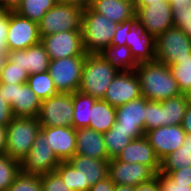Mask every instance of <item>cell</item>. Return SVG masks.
<instances>
[{
    "label": "cell",
    "mask_w": 191,
    "mask_h": 191,
    "mask_svg": "<svg viewBox=\"0 0 191 191\" xmlns=\"http://www.w3.org/2000/svg\"><path fill=\"white\" fill-rule=\"evenodd\" d=\"M140 80L141 94L150 101H162L183 94L170 68L159 61L144 62L135 68Z\"/></svg>",
    "instance_id": "cell-1"
},
{
    "label": "cell",
    "mask_w": 191,
    "mask_h": 191,
    "mask_svg": "<svg viewBox=\"0 0 191 191\" xmlns=\"http://www.w3.org/2000/svg\"><path fill=\"white\" fill-rule=\"evenodd\" d=\"M116 23L90 7L84 9L81 24L82 45L86 54H99L112 44L117 28Z\"/></svg>",
    "instance_id": "cell-2"
},
{
    "label": "cell",
    "mask_w": 191,
    "mask_h": 191,
    "mask_svg": "<svg viewBox=\"0 0 191 191\" xmlns=\"http://www.w3.org/2000/svg\"><path fill=\"white\" fill-rule=\"evenodd\" d=\"M118 72L100 54H86L78 91L96 99H103Z\"/></svg>",
    "instance_id": "cell-3"
},
{
    "label": "cell",
    "mask_w": 191,
    "mask_h": 191,
    "mask_svg": "<svg viewBox=\"0 0 191 191\" xmlns=\"http://www.w3.org/2000/svg\"><path fill=\"white\" fill-rule=\"evenodd\" d=\"M40 131L38 118L14 116L6 126V154L22 162Z\"/></svg>",
    "instance_id": "cell-4"
},
{
    "label": "cell",
    "mask_w": 191,
    "mask_h": 191,
    "mask_svg": "<svg viewBox=\"0 0 191 191\" xmlns=\"http://www.w3.org/2000/svg\"><path fill=\"white\" fill-rule=\"evenodd\" d=\"M84 9L57 2L38 23L40 38L64 31H81Z\"/></svg>",
    "instance_id": "cell-5"
},
{
    "label": "cell",
    "mask_w": 191,
    "mask_h": 191,
    "mask_svg": "<svg viewBox=\"0 0 191 191\" xmlns=\"http://www.w3.org/2000/svg\"><path fill=\"white\" fill-rule=\"evenodd\" d=\"M155 43V60L170 66L176 59L190 57L191 38L180 27H171Z\"/></svg>",
    "instance_id": "cell-6"
},
{
    "label": "cell",
    "mask_w": 191,
    "mask_h": 191,
    "mask_svg": "<svg viewBox=\"0 0 191 191\" xmlns=\"http://www.w3.org/2000/svg\"><path fill=\"white\" fill-rule=\"evenodd\" d=\"M85 57H68L50 60L48 72L58 93L79 90Z\"/></svg>",
    "instance_id": "cell-7"
},
{
    "label": "cell",
    "mask_w": 191,
    "mask_h": 191,
    "mask_svg": "<svg viewBox=\"0 0 191 191\" xmlns=\"http://www.w3.org/2000/svg\"><path fill=\"white\" fill-rule=\"evenodd\" d=\"M73 98L71 93H58L41 101L38 121L41 126L73 127Z\"/></svg>",
    "instance_id": "cell-8"
},
{
    "label": "cell",
    "mask_w": 191,
    "mask_h": 191,
    "mask_svg": "<svg viewBox=\"0 0 191 191\" xmlns=\"http://www.w3.org/2000/svg\"><path fill=\"white\" fill-rule=\"evenodd\" d=\"M0 88L3 90L5 100L10 104L13 116L38 117L42 100L27 83H0Z\"/></svg>",
    "instance_id": "cell-9"
},
{
    "label": "cell",
    "mask_w": 191,
    "mask_h": 191,
    "mask_svg": "<svg viewBox=\"0 0 191 191\" xmlns=\"http://www.w3.org/2000/svg\"><path fill=\"white\" fill-rule=\"evenodd\" d=\"M60 160L48 144L46 135L40 131L28 155L21 162V171L42 175L54 172Z\"/></svg>",
    "instance_id": "cell-10"
},
{
    "label": "cell",
    "mask_w": 191,
    "mask_h": 191,
    "mask_svg": "<svg viewBox=\"0 0 191 191\" xmlns=\"http://www.w3.org/2000/svg\"><path fill=\"white\" fill-rule=\"evenodd\" d=\"M136 18L155 39L167 29L173 27V15L170 3L160 0L146 6H135Z\"/></svg>",
    "instance_id": "cell-11"
},
{
    "label": "cell",
    "mask_w": 191,
    "mask_h": 191,
    "mask_svg": "<svg viewBox=\"0 0 191 191\" xmlns=\"http://www.w3.org/2000/svg\"><path fill=\"white\" fill-rule=\"evenodd\" d=\"M50 60L68 57H86L81 31H64L41 38Z\"/></svg>",
    "instance_id": "cell-12"
},
{
    "label": "cell",
    "mask_w": 191,
    "mask_h": 191,
    "mask_svg": "<svg viewBox=\"0 0 191 191\" xmlns=\"http://www.w3.org/2000/svg\"><path fill=\"white\" fill-rule=\"evenodd\" d=\"M141 96L140 80L135 70L119 71L102 100L117 108Z\"/></svg>",
    "instance_id": "cell-13"
},
{
    "label": "cell",
    "mask_w": 191,
    "mask_h": 191,
    "mask_svg": "<svg viewBox=\"0 0 191 191\" xmlns=\"http://www.w3.org/2000/svg\"><path fill=\"white\" fill-rule=\"evenodd\" d=\"M41 41L38 23L9 11L7 46L9 51L25 50Z\"/></svg>",
    "instance_id": "cell-14"
},
{
    "label": "cell",
    "mask_w": 191,
    "mask_h": 191,
    "mask_svg": "<svg viewBox=\"0 0 191 191\" xmlns=\"http://www.w3.org/2000/svg\"><path fill=\"white\" fill-rule=\"evenodd\" d=\"M147 99L143 96L116 108L113 128L132 132V140L145 135V116Z\"/></svg>",
    "instance_id": "cell-15"
},
{
    "label": "cell",
    "mask_w": 191,
    "mask_h": 191,
    "mask_svg": "<svg viewBox=\"0 0 191 191\" xmlns=\"http://www.w3.org/2000/svg\"><path fill=\"white\" fill-rule=\"evenodd\" d=\"M107 174L115 185L134 187L151 181L156 175L148 166L141 163H127L115 158L109 160Z\"/></svg>",
    "instance_id": "cell-16"
},
{
    "label": "cell",
    "mask_w": 191,
    "mask_h": 191,
    "mask_svg": "<svg viewBox=\"0 0 191 191\" xmlns=\"http://www.w3.org/2000/svg\"><path fill=\"white\" fill-rule=\"evenodd\" d=\"M186 132L181 125L156 127L145 132L157 158L162 161L184 142Z\"/></svg>",
    "instance_id": "cell-17"
},
{
    "label": "cell",
    "mask_w": 191,
    "mask_h": 191,
    "mask_svg": "<svg viewBox=\"0 0 191 191\" xmlns=\"http://www.w3.org/2000/svg\"><path fill=\"white\" fill-rule=\"evenodd\" d=\"M68 162L79 170L80 191L88 189L108 177L109 160H99L75 154Z\"/></svg>",
    "instance_id": "cell-18"
},
{
    "label": "cell",
    "mask_w": 191,
    "mask_h": 191,
    "mask_svg": "<svg viewBox=\"0 0 191 191\" xmlns=\"http://www.w3.org/2000/svg\"><path fill=\"white\" fill-rule=\"evenodd\" d=\"M48 144L60 161H68L76 154V129L69 126H41Z\"/></svg>",
    "instance_id": "cell-19"
},
{
    "label": "cell",
    "mask_w": 191,
    "mask_h": 191,
    "mask_svg": "<svg viewBox=\"0 0 191 191\" xmlns=\"http://www.w3.org/2000/svg\"><path fill=\"white\" fill-rule=\"evenodd\" d=\"M9 61L31 75L48 71L50 57L40 41L25 50L10 51Z\"/></svg>",
    "instance_id": "cell-20"
},
{
    "label": "cell",
    "mask_w": 191,
    "mask_h": 191,
    "mask_svg": "<svg viewBox=\"0 0 191 191\" xmlns=\"http://www.w3.org/2000/svg\"><path fill=\"white\" fill-rule=\"evenodd\" d=\"M115 159L127 163H141L155 174L161 170V161L145 136L131 140Z\"/></svg>",
    "instance_id": "cell-21"
},
{
    "label": "cell",
    "mask_w": 191,
    "mask_h": 191,
    "mask_svg": "<svg viewBox=\"0 0 191 191\" xmlns=\"http://www.w3.org/2000/svg\"><path fill=\"white\" fill-rule=\"evenodd\" d=\"M155 38L146 32L145 27L135 21L126 39V46L137 64L155 60Z\"/></svg>",
    "instance_id": "cell-22"
},
{
    "label": "cell",
    "mask_w": 191,
    "mask_h": 191,
    "mask_svg": "<svg viewBox=\"0 0 191 191\" xmlns=\"http://www.w3.org/2000/svg\"><path fill=\"white\" fill-rule=\"evenodd\" d=\"M90 8L116 24L136 17L133 0H92Z\"/></svg>",
    "instance_id": "cell-23"
},
{
    "label": "cell",
    "mask_w": 191,
    "mask_h": 191,
    "mask_svg": "<svg viewBox=\"0 0 191 191\" xmlns=\"http://www.w3.org/2000/svg\"><path fill=\"white\" fill-rule=\"evenodd\" d=\"M76 154L99 160H109L103 134L89 127L76 129Z\"/></svg>",
    "instance_id": "cell-24"
},
{
    "label": "cell",
    "mask_w": 191,
    "mask_h": 191,
    "mask_svg": "<svg viewBox=\"0 0 191 191\" xmlns=\"http://www.w3.org/2000/svg\"><path fill=\"white\" fill-rule=\"evenodd\" d=\"M115 118L116 108L97 99L91 108L89 128L103 134L113 126Z\"/></svg>",
    "instance_id": "cell-25"
},
{
    "label": "cell",
    "mask_w": 191,
    "mask_h": 191,
    "mask_svg": "<svg viewBox=\"0 0 191 191\" xmlns=\"http://www.w3.org/2000/svg\"><path fill=\"white\" fill-rule=\"evenodd\" d=\"M188 104L184 94L161 101L162 126L181 125Z\"/></svg>",
    "instance_id": "cell-26"
},
{
    "label": "cell",
    "mask_w": 191,
    "mask_h": 191,
    "mask_svg": "<svg viewBox=\"0 0 191 191\" xmlns=\"http://www.w3.org/2000/svg\"><path fill=\"white\" fill-rule=\"evenodd\" d=\"M99 54L118 71H133L138 66L131 55L130 48L126 45H110Z\"/></svg>",
    "instance_id": "cell-27"
},
{
    "label": "cell",
    "mask_w": 191,
    "mask_h": 191,
    "mask_svg": "<svg viewBox=\"0 0 191 191\" xmlns=\"http://www.w3.org/2000/svg\"><path fill=\"white\" fill-rule=\"evenodd\" d=\"M73 98V127L75 129L89 127L91 108L96 98L79 91L72 93Z\"/></svg>",
    "instance_id": "cell-28"
},
{
    "label": "cell",
    "mask_w": 191,
    "mask_h": 191,
    "mask_svg": "<svg viewBox=\"0 0 191 191\" xmlns=\"http://www.w3.org/2000/svg\"><path fill=\"white\" fill-rule=\"evenodd\" d=\"M191 167V134L186 133L183 144L161 161L160 171Z\"/></svg>",
    "instance_id": "cell-29"
},
{
    "label": "cell",
    "mask_w": 191,
    "mask_h": 191,
    "mask_svg": "<svg viewBox=\"0 0 191 191\" xmlns=\"http://www.w3.org/2000/svg\"><path fill=\"white\" fill-rule=\"evenodd\" d=\"M103 138L110 160L116 158L118 154L127 146V144L131 142L132 132L111 127L108 131L103 133Z\"/></svg>",
    "instance_id": "cell-30"
},
{
    "label": "cell",
    "mask_w": 191,
    "mask_h": 191,
    "mask_svg": "<svg viewBox=\"0 0 191 191\" xmlns=\"http://www.w3.org/2000/svg\"><path fill=\"white\" fill-rule=\"evenodd\" d=\"M57 2V0H22L15 12L33 22L39 23L44 14Z\"/></svg>",
    "instance_id": "cell-31"
},
{
    "label": "cell",
    "mask_w": 191,
    "mask_h": 191,
    "mask_svg": "<svg viewBox=\"0 0 191 191\" xmlns=\"http://www.w3.org/2000/svg\"><path fill=\"white\" fill-rule=\"evenodd\" d=\"M27 84L41 100L58 94L48 71L29 75Z\"/></svg>",
    "instance_id": "cell-32"
},
{
    "label": "cell",
    "mask_w": 191,
    "mask_h": 191,
    "mask_svg": "<svg viewBox=\"0 0 191 191\" xmlns=\"http://www.w3.org/2000/svg\"><path fill=\"white\" fill-rule=\"evenodd\" d=\"M21 172V162L9 155H0V191H7Z\"/></svg>",
    "instance_id": "cell-33"
},
{
    "label": "cell",
    "mask_w": 191,
    "mask_h": 191,
    "mask_svg": "<svg viewBox=\"0 0 191 191\" xmlns=\"http://www.w3.org/2000/svg\"><path fill=\"white\" fill-rule=\"evenodd\" d=\"M169 68L183 93L191 85V53L190 57L176 59Z\"/></svg>",
    "instance_id": "cell-34"
},
{
    "label": "cell",
    "mask_w": 191,
    "mask_h": 191,
    "mask_svg": "<svg viewBox=\"0 0 191 191\" xmlns=\"http://www.w3.org/2000/svg\"><path fill=\"white\" fill-rule=\"evenodd\" d=\"M7 191H42L40 175L21 171Z\"/></svg>",
    "instance_id": "cell-35"
},
{
    "label": "cell",
    "mask_w": 191,
    "mask_h": 191,
    "mask_svg": "<svg viewBox=\"0 0 191 191\" xmlns=\"http://www.w3.org/2000/svg\"><path fill=\"white\" fill-rule=\"evenodd\" d=\"M55 172L70 190L80 191L79 170L75 169L68 161H60Z\"/></svg>",
    "instance_id": "cell-36"
},
{
    "label": "cell",
    "mask_w": 191,
    "mask_h": 191,
    "mask_svg": "<svg viewBox=\"0 0 191 191\" xmlns=\"http://www.w3.org/2000/svg\"><path fill=\"white\" fill-rule=\"evenodd\" d=\"M172 8L173 25L183 28L191 16V0H167Z\"/></svg>",
    "instance_id": "cell-37"
},
{
    "label": "cell",
    "mask_w": 191,
    "mask_h": 191,
    "mask_svg": "<svg viewBox=\"0 0 191 191\" xmlns=\"http://www.w3.org/2000/svg\"><path fill=\"white\" fill-rule=\"evenodd\" d=\"M28 76L27 71L8 60L5 68L2 70L0 83L26 84Z\"/></svg>",
    "instance_id": "cell-38"
},
{
    "label": "cell",
    "mask_w": 191,
    "mask_h": 191,
    "mask_svg": "<svg viewBox=\"0 0 191 191\" xmlns=\"http://www.w3.org/2000/svg\"><path fill=\"white\" fill-rule=\"evenodd\" d=\"M162 126L161 101L147 100L145 116V132Z\"/></svg>",
    "instance_id": "cell-39"
},
{
    "label": "cell",
    "mask_w": 191,
    "mask_h": 191,
    "mask_svg": "<svg viewBox=\"0 0 191 191\" xmlns=\"http://www.w3.org/2000/svg\"><path fill=\"white\" fill-rule=\"evenodd\" d=\"M42 191H72L54 171L40 175Z\"/></svg>",
    "instance_id": "cell-40"
},
{
    "label": "cell",
    "mask_w": 191,
    "mask_h": 191,
    "mask_svg": "<svg viewBox=\"0 0 191 191\" xmlns=\"http://www.w3.org/2000/svg\"><path fill=\"white\" fill-rule=\"evenodd\" d=\"M158 181L160 191H190L191 186L177 184L170 179L166 174L160 171L155 175Z\"/></svg>",
    "instance_id": "cell-41"
},
{
    "label": "cell",
    "mask_w": 191,
    "mask_h": 191,
    "mask_svg": "<svg viewBox=\"0 0 191 191\" xmlns=\"http://www.w3.org/2000/svg\"><path fill=\"white\" fill-rule=\"evenodd\" d=\"M136 20L137 18L135 17L133 19L118 24L111 45H116V46L126 45V39L129 35V31Z\"/></svg>",
    "instance_id": "cell-42"
},
{
    "label": "cell",
    "mask_w": 191,
    "mask_h": 191,
    "mask_svg": "<svg viewBox=\"0 0 191 191\" xmlns=\"http://www.w3.org/2000/svg\"><path fill=\"white\" fill-rule=\"evenodd\" d=\"M166 174L170 179H172L177 184H183L191 186V167L181 168L172 171H160Z\"/></svg>",
    "instance_id": "cell-43"
},
{
    "label": "cell",
    "mask_w": 191,
    "mask_h": 191,
    "mask_svg": "<svg viewBox=\"0 0 191 191\" xmlns=\"http://www.w3.org/2000/svg\"><path fill=\"white\" fill-rule=\"evenodd\" d=\"M9 29V10L0 8V51H9L7 34Z\"/></svg>",
    "instance_id": "cell-44"
},
{
    "label": "cell",
    "mask_w": 191,
    "mask_h": 191,
    "mask_svg": "<svg viewBox=\"0 0 191 191\" xmlns=\"http://www.w3.org/2000/svg\"><path fill=\"white\" fill-rule=\"evenodd\" d=\"M10 104L3 96V90L0 88V126L6 127L13 119Z\"/></svg>",
    "instance_id": "cell-45"
},
{
    "label": "cell",
    "mask_w": 191,
    "mask_h": 191,
    "mask_svg": "<svg viewBox=\"0 0 191 191\" xmlns=\"http://www.w3.org/2000/svg\"><path fill=\"white\" fill-rule=\"evenodd\" d=\"M115 184L107 177L91 186L88 191H113Z\"/></svg>",
    "instance_id": "cell-46"
},
{
    "label": "cell",
    "mask_w": 191,
    "mask_h": 191,
    "mask_svg": "<svg viewBox=\"0 0 191 191\" xmlns=\"http://www.w3.org/2000/svg\"><path fill=\"white\" fill-rule=\"evenodd\" d=\"M134 191H160L159 184L156 178L143 184L134 187Z\"/></svg>",
    "instance_id": "cell-47"
},
{
    "label": "cell",
    "mask_w": 191,
    "mask_h": 191,
    "mask_svg": "<svg viewBox=\"0 0 191 191\" xmlns=\"http://www.w3.org/2000/svg\"><path fill=\"white\" fill-rule=\"evenodd\" d=\"M21 3L22 0H0V8L15 11Z\"/></svg>",
    "instance_id": "cell-48"
},
{
    "label": "cell",
    "mask_w": 191,
    "mask_h": 191,
    "mask_svg": "<svg viewBox=\"0 0 191 191\" xmlns=\"http://www.w3.org/2000/svg\"><path fill=\"white\" fill-rule=\"evenodd\" d=\"M60 3L69 4L73 6L80 7L82 9H86L90 7L92 0H57Z\"/></svg>",
    "instance_id": "cell-49"
},
{
    "label": "cell",
    "mask_w": 191,
    "mask_h": 191,
    "mask_svg": "<svg viewBox=\"0 0 191 191\" xmlns=\"http://www.w3.org/2000/svg\"><path fill=\"white\" fill-rule=\"evenodd\" d=\"M181 126L186 133L191 134V105H188L186 114L182 120Z\"/></svg>",
    "instance_id": "cell-50"
},
{
    "label": "cell",
    "mask_w": 191,
    "mask_h": 191,
    "mask_svg": "<svg viewBox=\"0 0 191 191\" xmlns=\"http://www.w3.org/2000/svg\"><path fill=\"white\" fill-rule=\"evenodd\" d=\"M6 153V127L0 126V155Z\"/></svg>",
    "instance_id": "cell-51"
},
{
    "label": "cell",
    "mask_w": 191,
    "mask_h": 191,
    "mask_svg": "<svg viewBox=\"0 0 191 191\" xmlns=\"http://www.w3.org/2000/svg\"><path fill=\"white\" fill-rule=\"evenodd\" d=\"M9 52L10 51H0V76H1L2 70L5 68L9 60Z\"/></svg>",
    "instance_id": "cell-52"
},
{
    "label": "cell",
    "mask_w": 191,
    "mask_h": 191,
    "mask_svg": "<svg viewBox=\"0 0 191 191\" xmlns=\"http://www.w3.org/2000/svg\"><path fill=\"white\" fill-rule=\"evenodd\" d=\"M135 6H146V5H150L152 3H156L159 2L160 0H133Z\"/></svg>",
    "instance_id": "cell-53"
},
{
    "label": "cell",
    "mask_w": 191,
    "mask_h": 191,
    "mask_svg": "<svg viewBox=\"0 0 191 191\" xmlns=\"http://www.w3.org/2000/svg\"><path fill=\"white\" fill-rule=\"evenodd\" d=\"M113 191H134V186H130V185H115Z\"/></svg>",
    "instance_id": "cell-54"
},
{
    "label": "cell",
    "mask_w": 191,
    "mask_h": 191,
    "mask_svg": "<svg viewBox=\"0 0 191 191\" xmlns=\"http://www.w3.org/2000/svg\"><path fill=\"white\" fill-rule=\"evenodd\" d=\"M182 29L191 38V16L187 20V25L184 26Z\"/></svg>",
    "instance_id": "cell-55"
},
{
    "label": "cell",
    "mask_w": 191,
    "mask_h": 191,
    "mask_svg": "<svg viewBox=\"0 0 191 191\" xmlns=\"http://www.w3.org/2000/svg\"><path fill=\"white\" fill-rule=\"evenodd\" d=\"M186 102L188 105H191V85L188 87L186 91L183 92Z\"/></svg>",
    "instance_id": "cell-56"
}]
</instances>
